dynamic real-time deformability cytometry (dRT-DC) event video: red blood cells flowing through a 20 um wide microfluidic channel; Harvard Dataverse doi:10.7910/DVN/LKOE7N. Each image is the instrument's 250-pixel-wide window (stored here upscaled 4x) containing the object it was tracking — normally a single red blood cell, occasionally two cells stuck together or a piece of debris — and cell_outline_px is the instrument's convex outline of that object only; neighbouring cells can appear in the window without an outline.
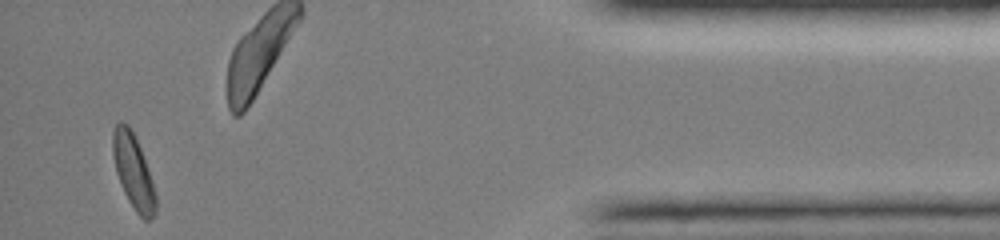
{"species": "common noctule bat (a hibernating species)", "species_latin": "Nyctalus noctula", "temperature_condition": "room temperature", "stored_images_in_passage": 53, "camera_frame_rate_fps": 3000, "um_per_image_px": 0.085, "animal": {"sex": "female", "body_mass_g": 19.0, "forearm_length_mm": 51.5}, "frame": {"image": 1, "passage_image": 52, "time_ms": 10.0, "image_size_px": [1000, 240], "cell_outline_px": [[156, 212], [148, 220], [144, 220], [136, 212], [128, 200], [120, 184], [116, 172], [112, 156], [112, 132], [116, 124], [120, 120], [128, 124], [140, 148], [148, 168], [156, 196]], "centroid_in_image_um": [11.31, 14.56], "position_along_channel_um": 423.9, "area_um2": 18.5}}